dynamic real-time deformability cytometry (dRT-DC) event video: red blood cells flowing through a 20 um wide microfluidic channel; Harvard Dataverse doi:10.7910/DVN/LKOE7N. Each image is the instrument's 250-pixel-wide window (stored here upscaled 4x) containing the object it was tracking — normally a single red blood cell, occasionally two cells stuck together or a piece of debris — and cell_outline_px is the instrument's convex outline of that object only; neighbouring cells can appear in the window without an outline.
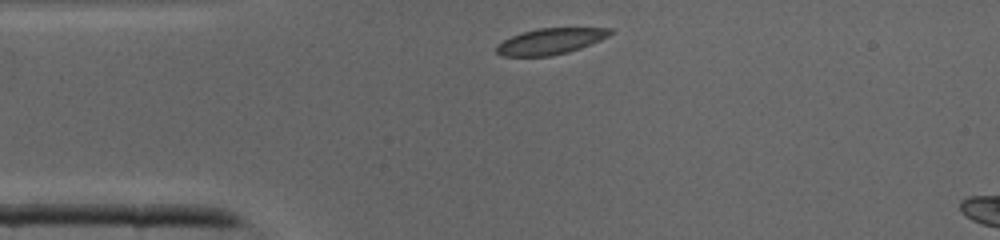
{"species": "common noctule bat (a hibernating species)", "species_latin": "Nyctalus noctula", "temperature_condition": "cold", "stored_images_in_passage": 34, "camera_frame_rate_fps": 3000, "um_per_image_px": 0.085, "animal": {"sex": "male", "body_mass_g": 19.0, "forearm_length_mm": 50.8}, "frame": {"image": 1, "passage_image": 1, "time_ms": 0.0, "image_size_px": [1000, 240], "cell_outline_px": [[612, 32], [608, 36], [600, 40], [580, 48], [568, 52], [552, 56], [500, 56], [496, 52], [496, 44], [512, 36], [524, 32], [540, 28], [612, 28]], "centroid_in_image_um": [46.76, 3.52], "position_along_channel_um": 38.2, "area_um2": 17.11}}
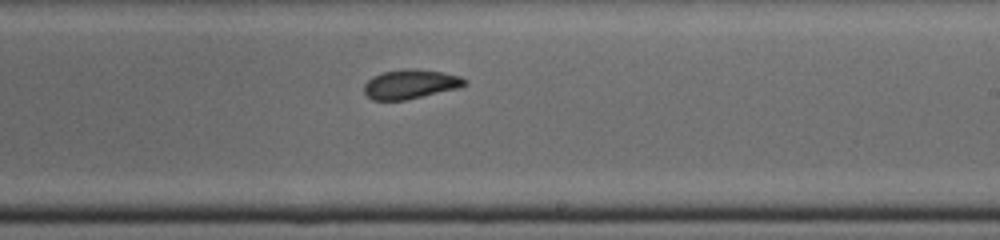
{"frame": {"image": 2, "passage_image": 16, "time_ms": 5.0, "image_size_px": [1000, 240], "cell_outline_px": [[468, 84], [460, 88], [404, 100], [372, 100], [364, 92], [364, 84], [372, 76], [384, 72], [408, 68], [416, 68], [440, 72], [460, 76], [468, 80]], "centroid_in_image_um": [34.91, 7.15], "position_along_channel_um": 254.1, "area_um2": 17.22}}
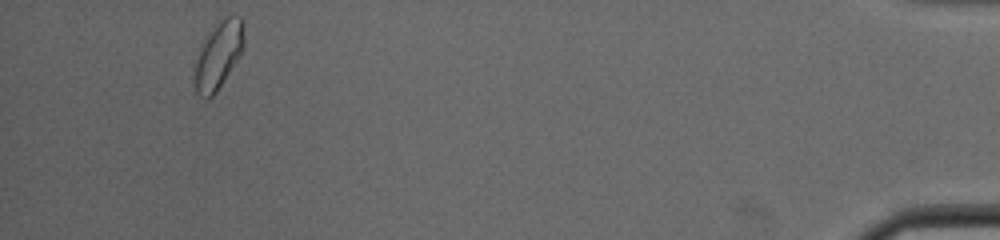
{"frame": {"image": 3, "passage_image": 31, "time_ms": 10.0, "image_size_px": [1000, 240], "cell_outline_px": [[244, 48], [240, 56], [216, 92], [208, 100], [200, 96], [196, 92], [196, 60], [200, 48], [212, 24], [228, 16], [240, 16], [244, 20]], "centroid_in_image_um": [18.61, 4.63], "position_along_channel_um": 416.6, "area_um2": 19.36}}